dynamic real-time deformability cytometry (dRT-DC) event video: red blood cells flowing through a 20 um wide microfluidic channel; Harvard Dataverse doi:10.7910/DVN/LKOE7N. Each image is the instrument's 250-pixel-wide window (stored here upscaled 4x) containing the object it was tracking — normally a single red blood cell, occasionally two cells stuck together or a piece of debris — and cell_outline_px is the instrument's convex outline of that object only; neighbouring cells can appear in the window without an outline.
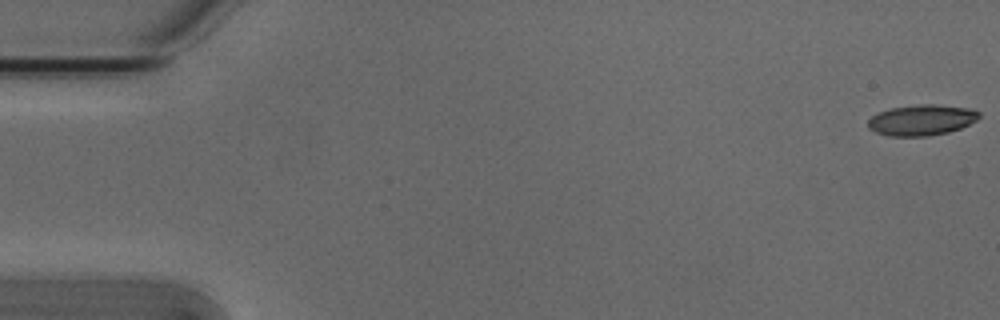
{"species": "Egyptian fruit bat (a non-hibernating species)", "species_latin": "Rousettus aegyptiacus", "temperature_condition": "cold", "stored_images_in_passage": 48, "camera_frame_rate_fps": 3000, "um_per_image_px": 0.085, "animal": {"sex": "male"}, "frame": {"image": 1, "passage_image": 1, "time_ms": 0.0, "image_size_px": [1000, 320], "cell_outline_px": [[980, 116], [976, 120], [960, 128], [948, 132], [928, 136], [888, 136], [876, 132], [868, 128], [868, 120], [872, 116], [880, 112], [892, 108], [920, 104], [936, 104], [972, 108], [980, 112]], "centroid_in_image_um": [78.35, 10.2], "position_along_channel_um": 6.6, "area_um2": 19.88}}
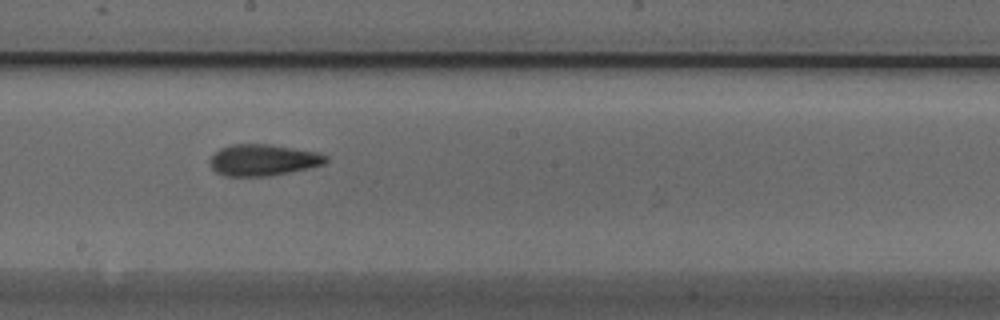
{"frame": {"image": 2, "passage_image": 30, "time_ms": 9.667, "image_size_px": [1000, 320], "cell_outline_px": [[328, 160], [324, 164], [308, 168], [268, 176], [224, 176], [216, 172], [212, 168], [208, 160], [220, 148], [232, 144], [268, 144], [320, 152], [328, 156]], "centroid_in_image_um": [22.36, 13.6], "position_along_channel_um": 225.8, "area_um2": 21.27}}
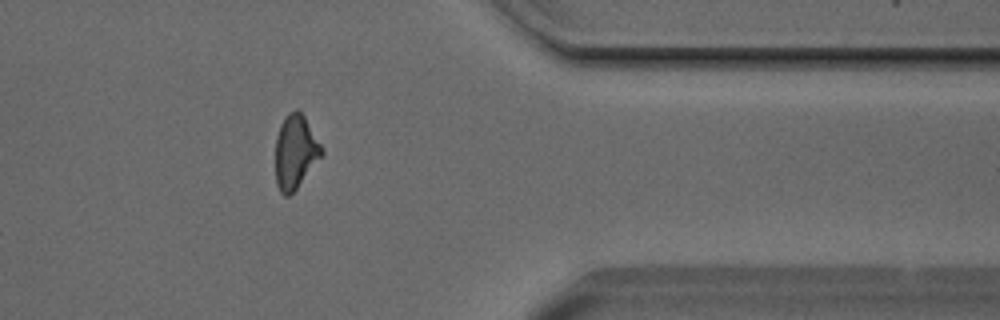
{"frame": {"image": 3, "passage_image": 44, "time_ms": 14.333, "image_size_px": [1000, 320], "cell_outline_px": [[324, 156], [296, 188], [288, 196], [284, 196], [280, 192], [276, 184], [276, 136], [280, 124], [288, 112], [296, 108], [304, 116], [320, 144], [324, 152]], "centroid_in_image_um": [25.11, 12.91], "position_along_channel_um": 386.3, "area_um2": 19.88}, "authors_computed_cell_mechanics": {"area_um2": 20.4323, "velocity_mm_per_s": 3.8076, "shape_relaxation_time_tau1_ms": 9.1409, "shape_relaxation_time_tau2_ms": 3.1882, "deformation_change_tau1": 0.224, "deformation_change_tau2": 0.1219}}